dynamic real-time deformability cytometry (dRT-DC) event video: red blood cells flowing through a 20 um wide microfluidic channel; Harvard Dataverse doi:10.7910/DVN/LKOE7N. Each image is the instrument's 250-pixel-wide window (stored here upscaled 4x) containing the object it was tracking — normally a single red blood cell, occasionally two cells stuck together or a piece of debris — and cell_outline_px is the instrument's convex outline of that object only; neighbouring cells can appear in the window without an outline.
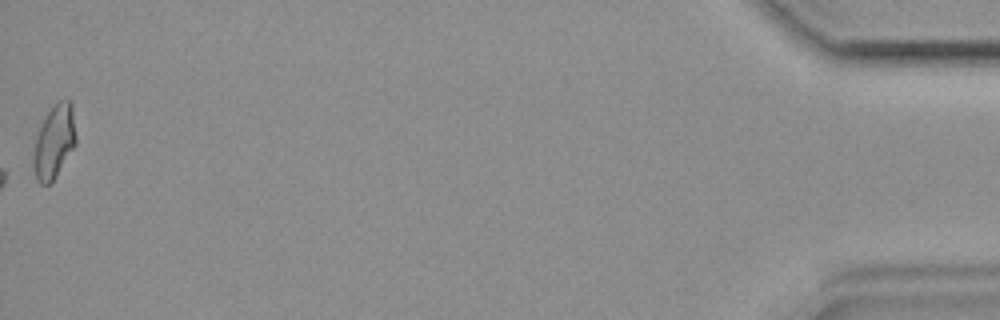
{"species": "common noctule bat (a hibernating species)", "species_latin": "Nyctalus noctula", "temperature_condition": "room temperature", "stored_images_in_passage": 45, "camera_frame_rate_fps": 3000, "um_per_image_px": 0.085, "animal": {"sex": "female", "body_mass_g": 19.9}, "frame": {"image": 1, "passage_image": 45, "time_ms": 14.667, "image_size_px": [1000, 320], "cell_outline_px": [[76, 144], [52, 180], [48, 184], [40, 184], [36, 180], [32, 164], [36, 136], [52, 104], [60, 100], [72, 100], [76, 136]], "centroid_in_image_um": [4.61, 12.01], "position_along_channel_um": 430.6, "area_um2": 18.03}}